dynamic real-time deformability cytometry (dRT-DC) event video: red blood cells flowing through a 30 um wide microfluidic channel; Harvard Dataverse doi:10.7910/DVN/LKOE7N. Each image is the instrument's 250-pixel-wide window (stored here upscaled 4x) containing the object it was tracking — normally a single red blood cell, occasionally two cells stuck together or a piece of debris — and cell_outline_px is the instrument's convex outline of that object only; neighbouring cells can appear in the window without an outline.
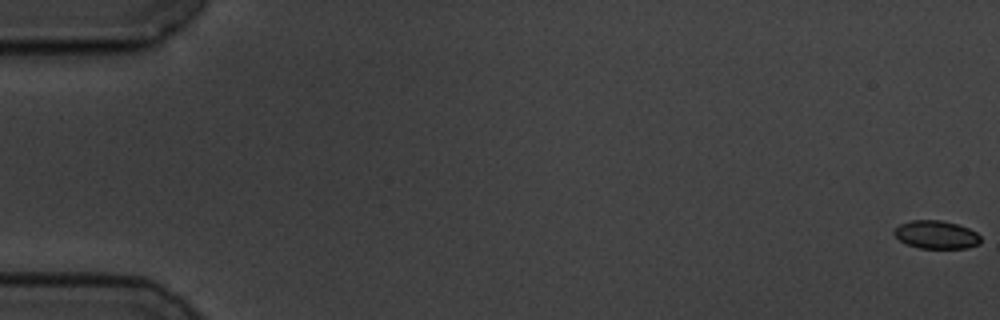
{"species": "common noctule bat (a hibernating species)", "species_latin": "Nyctalus noctula", "temperature_condition": "cold", "stored_images_in_passage": 59, "camera_frame_rate_fps": 3000, "um_per_image_px": 0.085, "animal": {"sex": "male", "body_mass_g": 19.5, "forearm_length_mm": 54.6}, "frame": {"image": 1, "passage_image": 1, "time_ms": 0.0, "image_size_px": [1000, 320], "cell_outline_px": [[980, 244], [964, 248], [920, 248], [908, 244], [900, 240], [892, 232], [900, 224], [912, 220], [940, 220], [956, 224], [968, 228], [976, 232], [980, 236]], "centroid_in_image_um": [79.58, 19.94], "position_along_channel_um": 5.4, "area_um2": 13.99}}
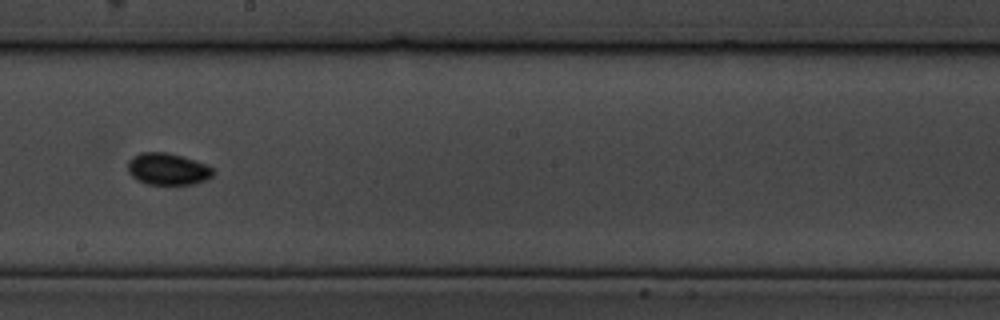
{"frame": {"image": 2, "passage_image": 34, "time_ms": 11.0, "image_size_px": [1000, 320], "cell_outline_px": [[216, 172], [208, 180], [196, 184], [148, 184], [136, 180], [128, 172], [128, 160], [132, 156], [140, 152], [168, 152], [184, 156], [204, 164], [212, 168]], "centroid_in_image_um": [14.26, 14.36], "position_along_channel_um": 233.9, "area_um2": 16.07}}
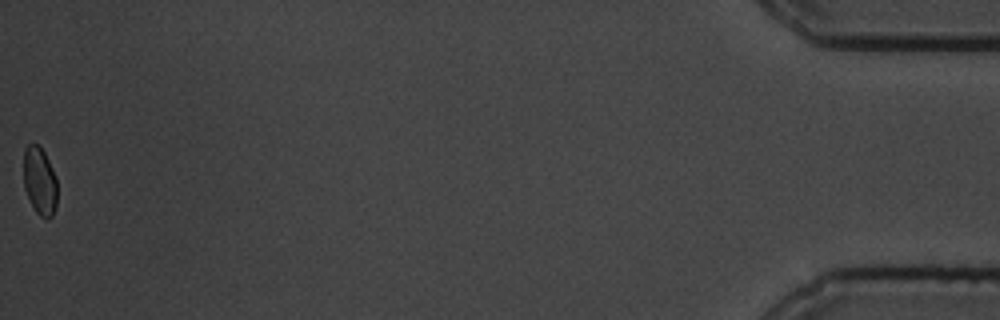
{"frame": {"image": 3, "passage_image": 59, "time_ms": 19.333, "image_size_px": [1000, 320], "cell_outline_px": [[56, 208], [52, 216], [40, 216], [36, 212], [24, 188], [24, 148], [28, 144], [36, 144], [44, 152], [56, 176]], "centroid_in_image_um": [3.37, 15.37], "position_along_channel_um": 431.8, "area_um2": 13.06}, "authors_computed_cell_mechanics": {"area_um2": 14.7968, "velocity_mm_per_s": 3.5062, "shape_relaxation_time_tau1_ms": 1.629, "shape_relaxation_time_tau2_ms": null, "deformation_change_tau1": 0.0453, "deformation_change_tau2": null}}